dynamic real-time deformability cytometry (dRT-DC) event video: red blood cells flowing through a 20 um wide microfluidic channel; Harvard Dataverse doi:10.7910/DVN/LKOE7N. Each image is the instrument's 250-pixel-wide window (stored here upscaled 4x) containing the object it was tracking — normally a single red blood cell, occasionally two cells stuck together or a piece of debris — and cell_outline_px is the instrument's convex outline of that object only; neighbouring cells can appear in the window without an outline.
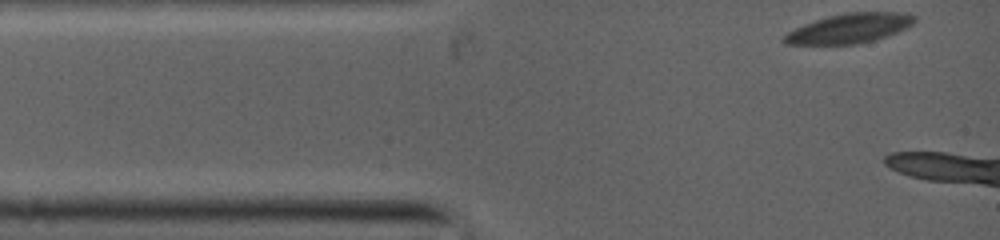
{"species": "common noctule bat (a hibernating species)", "species_latin": "Nyctalus noctula", "temperature_condition": "warm", "stored_images_in_passage": 4, "camera_frame_rate_fps": 5000, "um_per_image_px": 0.085, "animal": {"sex": "female", "body_mass_g": 19.0, "forearm_length_mm": 53.3}, "frame": {"image": 1, "passage_image": 1, "time_ms": 0.0, "image_size_px": [1000, 240], "cell_outline_px": [[916, 20], [912, 24], [896, 32], [872, 40], [852, 44], [788, 44], [784, 40], [784, 36], [788, 32], [796, 28], [816, 20], [828, 16], [848, 12], [892, 12], [912, 16]], "centroid_in_image_um": [72.17, 2.4], "position_along_channel_um": 12.8, "area_um2": 21.62}}